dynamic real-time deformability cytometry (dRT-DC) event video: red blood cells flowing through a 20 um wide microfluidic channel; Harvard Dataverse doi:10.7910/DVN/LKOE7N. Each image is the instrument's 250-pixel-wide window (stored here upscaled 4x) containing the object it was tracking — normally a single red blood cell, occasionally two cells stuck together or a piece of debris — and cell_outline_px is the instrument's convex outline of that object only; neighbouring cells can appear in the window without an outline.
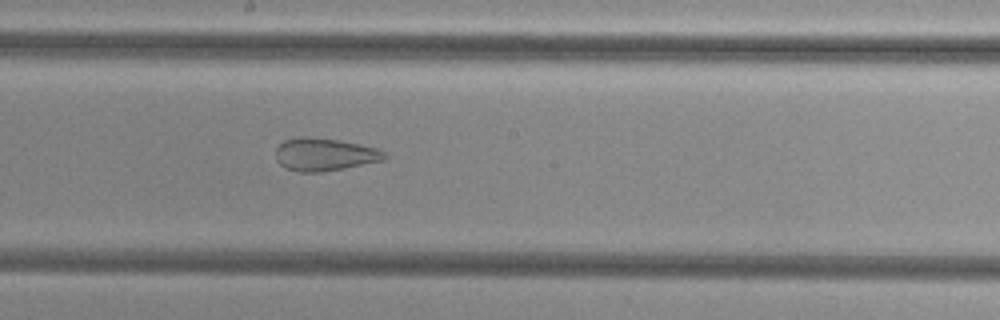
{"species": "common noctule bat (a hibernating species)", "species_latin": "Nyctalus noctula", "temperature_condition": "cold", "stored_images_in_passage": 37, "camera_frame_rate_fps": 3000, "um_per_image_px": 0.085, "animal": {"sex": "female", "body_mass_g": 29.2, "forearm_length_mm": 56.3}, "frame": {"image": 1, "passage_image": 13, "time_ms": 4.0, "image_size_px": [1000, 320], "cell_outline_px": [[388, 156], [384, 160], [344, 168], [320, 172], [296, 172], [280, 164], [276, 160], [276, 148], [284, 140], [296, 136], [304, 136], [336, 140], [360, 144], [376, 148], [384, 152]], "centroid_in_image_um": [27.56, 13.12], "position_along_channel_um": 220.6, "area_um2": 20.69}}
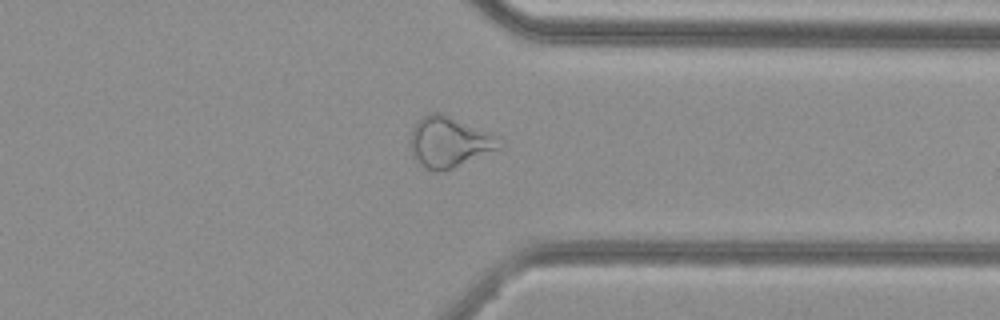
{"frame": {"image": 2, "passage_image": 25, "time_ms": 8.0, "image_size_px": [1000, 320], "cell_outline_px": [[504, 148], [444, 172], [440, 172], [424, 168], [416, 164], [412, 156], [412, 132], [416, 124], [424, 116], [432, 112], [444, 112], [492, 132], [500, 136], [504, 144]], "centroid_in_image_um": [38.29, 12.08], "position_along_channel_um": 373.1, "area_um2": 27.17}}
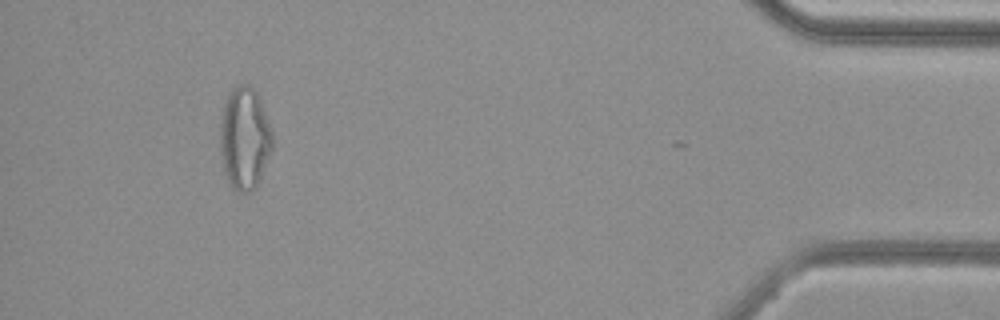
{"frame": {"image": 3, "passage_image": 33, "time_ms": 10.667, "image_size_px": [1000, 320], "cell_outline_px": [[272, 148], [256, 188], [248, 192], [240, 192], [232, 188], [228, 184], [220, 152], [220, 124], [224, 104], [232, 88], [240, 84], [248, 84], [256, 92], [260, 100], [272, 132]], "centroid_in_image_um": [20.77, 11.78], "position_along_channel_um": 414.4, "area_um2": 30.98}, "authors_computed_cell_mechanics": {"area_um2": 24.9118, "velocity_mm_per_s": 3.8535, "shape_relaxation_time_tau1_ms": null, "shape_relaxation_time_tau2_ms": 1.8311, "deformation_change_tau1": null, "deformation_change_tau2": 0.092}}